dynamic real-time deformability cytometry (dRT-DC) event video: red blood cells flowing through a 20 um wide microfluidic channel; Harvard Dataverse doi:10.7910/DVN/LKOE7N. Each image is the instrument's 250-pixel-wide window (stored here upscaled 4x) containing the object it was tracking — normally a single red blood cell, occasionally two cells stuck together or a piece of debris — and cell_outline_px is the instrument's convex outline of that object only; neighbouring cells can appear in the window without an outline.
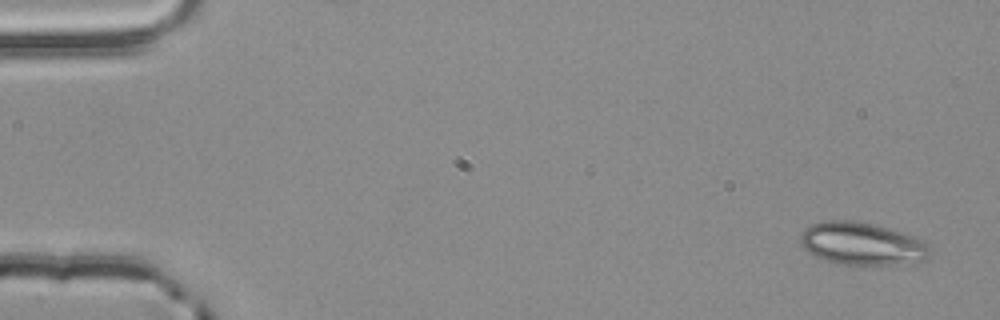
{"species": "common noctule bat (a hibernating species)", "species_latin": "Nyctalus noctula", "temperature_condition": "room temperature", "stored_images_in_passage": 4, "camera_frame_rate_fps": 3000, "um_per_image_px": 0.085, "animal": {"sex": "male", "body_mass_g": 20.4}, "frame": {"image": 1, "passage_image": 4, "time_ms": 1.0, "image_size_px": [1000, 320], "cell_outline_px": [[932, 252], [924, 260], [888, 264], [836, 264], [816, 256], [808, 252], [800, 244], [800, 232], [804, 228], [812, 224], [828, 220], [852, 220], [872, 224], [916, 236], [924, 240], [928, 244]], "centroid_in_image_um": [73.24, 20.7], "position_along_channel_um": 11.8, "area_um2": 32.08}}